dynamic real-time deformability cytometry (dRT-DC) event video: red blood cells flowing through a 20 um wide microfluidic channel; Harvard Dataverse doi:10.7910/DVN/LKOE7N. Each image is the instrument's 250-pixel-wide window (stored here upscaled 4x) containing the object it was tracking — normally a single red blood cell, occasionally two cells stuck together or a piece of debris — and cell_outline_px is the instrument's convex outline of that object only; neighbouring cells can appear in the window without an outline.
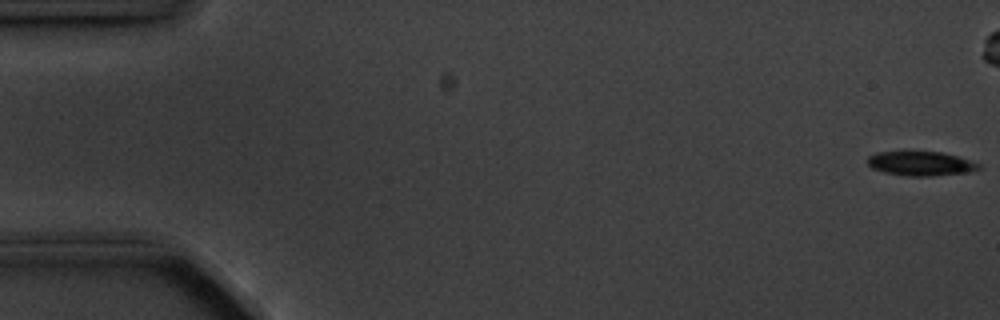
{"species": "common noctule bat (a hibernating species)", "species_latin": "Nyctalus noctula", "temperature_condition": "cold", "stored_images_in_passage": 7, "camera_frame_rate_fps": 3000, "um_per_image_px": 0.085, "animal": {"sex": "male", "body_mass_g": 20.1, "forearm_length_mm": 53.5}, "frame": {"image": 1, "passage_image": 1, "time_ms": 0.0, "image_size_px": [1000, 320], "cell_outline_px": [[980, 168], [968, 172], [932, 176], [908, 176], [884, 172], [872, 168], [868, 164], [868, 156], [876, 152], [908, 148], [940, 152], [956, 156], [980, 164]], "centroid_in_image_um": [78.17, 13.84], "position_along_channel_um": 6.8, "area_um2": 16.42}}